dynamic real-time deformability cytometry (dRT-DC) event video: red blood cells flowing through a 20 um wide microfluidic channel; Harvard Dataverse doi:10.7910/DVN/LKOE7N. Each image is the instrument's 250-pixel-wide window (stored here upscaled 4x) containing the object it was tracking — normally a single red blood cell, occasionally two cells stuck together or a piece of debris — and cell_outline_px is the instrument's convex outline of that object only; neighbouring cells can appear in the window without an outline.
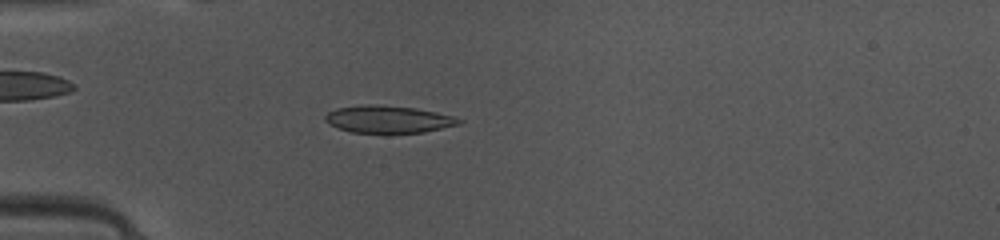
{"species": "common noctule bat (a hibernating species)", "species_latin": "Nyctalus noctula", "temperature_condition": "warm", "stored_images_in_passage": 36, "camera_frame_rate_fps": 3000, "um_per_image_px": 0.085, "animal": {"sex": "female", "body_mass_g": 10.0, "forearm_length_mm": 53.1}, "frame": {"image": 1, "passage_image": 2, "time_ms": 0.333, "image_size_px": [1000, 240], "cell_outline_px": [[464, 120], [460, 124], [424, 132], [352, 132], [328, 124], [324, 120], [324, 116], [328, 112], [336, 108], [360, 104], [376, 104], [416, 108], [456, 116]], "centroid_in_image_um": [33.01, 10.11], "position_along_channel_um": 52.0, "area_um2": 21.33}}
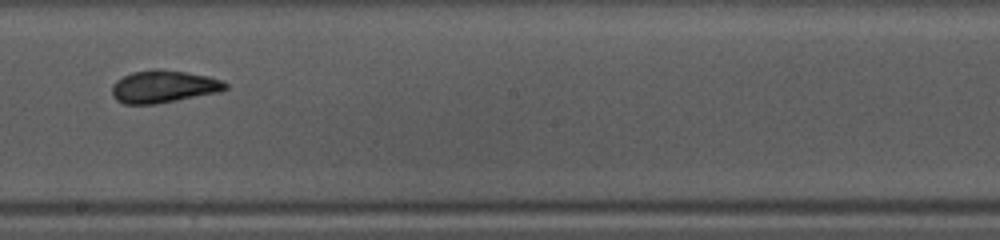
{"frame": {"image": 2, "passage_image": 16, "time_ms": 5.0, "image_size_px": [1000, 240], "cell_outline_px": [[228, 88], [220, 92], [156, 104], [124, 104], [116, 100], [112, 96], [112, 84], [116, 80], [132, 72], [156, 68], [160, 68], [188, 72], [208, 76], [220, 80], [228, 84]], "centroid_in_image_um": [13.89, 7.35], "position_along_channel_um": 234.3, "area_um2": 21.68}}
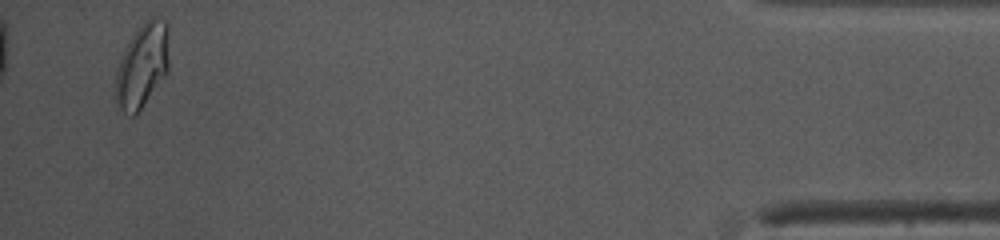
{"frame": {"image": 3, "passage_image": 35, "time_ms": 11.333, "image_size_px": [1000, 240], "cell_outline_px": [[168, 72], [136, 116], [132, 116], [124, 112], [120, 108], [116, 100], [116, 68], [120, 56], [132, 36], [144, 20], [152, 16], [164, 20], [168, 24]], "centroid_in_image_um": [12.1, 5.56], "position_along_channel_um": 423.1, "area_um2": 26.41}, "authors_computed_cell_mechanics": {"area_um2": 21.4149, "velocity_mm_per_s": 4.106, "shape_relaxation_time_tau1_ms": 3.3803, "shape_relaxation_time_tau2_ms": 1.188, "deformation_change_tau1": 0.1254, "deformation_change_tau2": 0.0392}}